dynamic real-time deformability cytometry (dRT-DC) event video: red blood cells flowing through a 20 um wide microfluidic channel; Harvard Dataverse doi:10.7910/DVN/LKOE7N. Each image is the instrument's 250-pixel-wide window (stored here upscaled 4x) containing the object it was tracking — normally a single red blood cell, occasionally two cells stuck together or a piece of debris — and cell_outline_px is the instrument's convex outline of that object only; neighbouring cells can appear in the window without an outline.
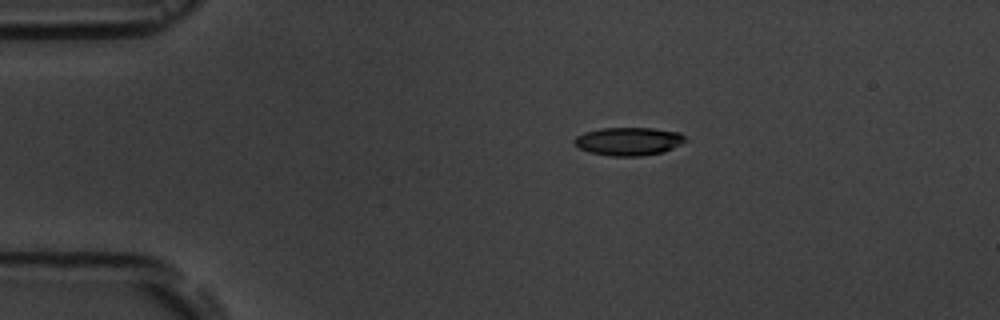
{"species": "common noctule bat (a hibernating species)", "species_latin": "Nyctalus noctula", "temperature_condition": "room temperature", "stored_images_in_passage": 2, "camera_frame_rate_fps": 3000, "um_per_image_px": 0.085, "animal": {"sex": "male", "body_mass_g": 19.5, "forearm_length_mm": 54.6}, "frame": {"image": 1, "passage_image": 1, "time_ms": 0.0, "image_size_px": [1000, 320], "cell_outline_px": [[688, 140], [664, 152], [640, 156], [612, 156], [588, 152], [580, 148], [572, 140], [576, 136], [584, 132], [600, 128], [652, 128], [680, 132]], "centroid_in_image_um": [53.43, 12.01], "position_along_channel_um": 31.6, "area_um2": 18.26}}